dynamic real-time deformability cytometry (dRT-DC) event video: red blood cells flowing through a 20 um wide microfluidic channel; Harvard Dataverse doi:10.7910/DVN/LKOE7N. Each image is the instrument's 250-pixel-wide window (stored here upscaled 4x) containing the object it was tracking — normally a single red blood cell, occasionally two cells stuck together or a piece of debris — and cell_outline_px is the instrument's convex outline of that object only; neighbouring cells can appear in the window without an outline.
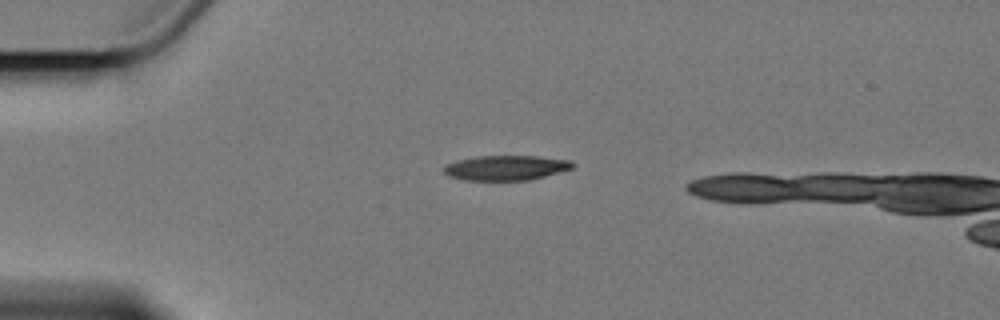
{"species": "Egyptian fruit bat (a non-hibernating species)", "species_latin": "Rousettus aegyptiacus", "temperature_condition": "cold", "stored_images_in_passage": 2, "camera_frame_rate_fps": 3000, "um_per_image_px": 0.085, "animal": {"sex": "female"}, "frame": {"image": 1, "passage_image": 1, "time_ms": 0.0, "image_size_px": [1000, 320], "cell_outline_px": [[576, 164], [572, 168], [544, 176], [528, 180], [464, 180], [448, 176], [444, 172], [444, 168], [448, 164], [460, 160], [476, 156], [536, 156], [572, 160]], "centroid_in_image_um": [43.03, 14.26], "position_along_channel_um": 42.0, "area_um2": 18.5}}